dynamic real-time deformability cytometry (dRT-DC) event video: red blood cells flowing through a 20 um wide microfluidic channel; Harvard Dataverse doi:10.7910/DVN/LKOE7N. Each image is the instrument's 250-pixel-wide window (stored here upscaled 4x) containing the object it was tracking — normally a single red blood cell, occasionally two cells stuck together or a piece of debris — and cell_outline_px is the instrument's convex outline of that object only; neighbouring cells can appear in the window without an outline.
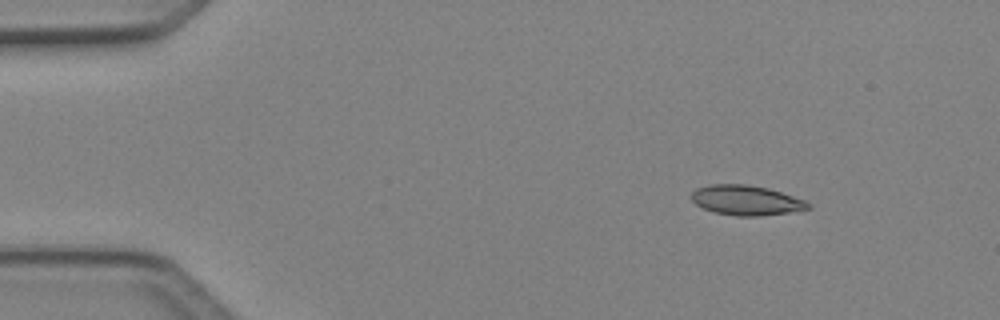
{"species": "Egyptian fruit bat (a non-hibernating species)", "species_latin": "Rousettus aegyptiacus", "temperature_condition": "cold", "stored_images_in_passage": 4, "camera_frame_rate_fps": 3000, "um_per_image_px": 0.085, "animal": {"sex": "female"}, "frame": {"image": 1, "passage_image": 2, "time_ms": 0.333, "image_size_px": [1000, 320], "cell_outline_px": [[812, 208], [788, 212], [760, 216], [736, 216], [712, 212], [696, 204], [692, 200], [692, 192], [696, 188], [712, 184], [748, 184], [768, 188], [804, 200], [812, 204]], "centroid_in_image_um": [63.42, 17.02], "position_along_channel_um": 21.6, "area_um2": 20.29}}